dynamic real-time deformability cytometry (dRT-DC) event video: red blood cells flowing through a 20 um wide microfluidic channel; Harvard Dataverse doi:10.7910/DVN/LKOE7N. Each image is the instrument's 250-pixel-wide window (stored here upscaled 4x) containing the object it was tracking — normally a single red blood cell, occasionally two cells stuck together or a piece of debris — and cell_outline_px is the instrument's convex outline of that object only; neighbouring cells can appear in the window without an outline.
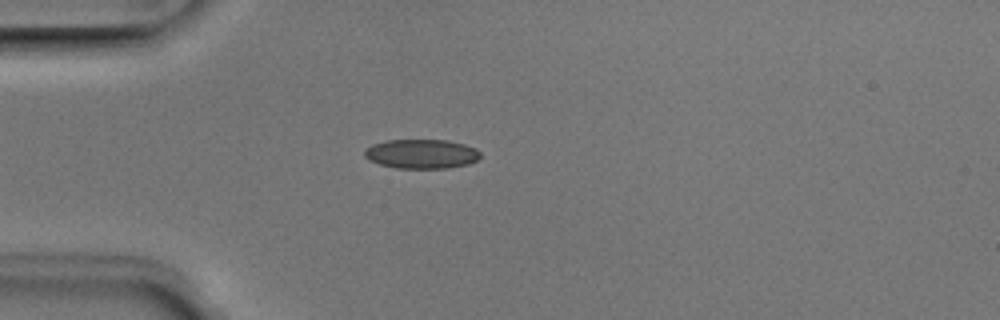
{"species": "Egyptian fruit bat (a non-hibernating species)", "species_latin": "Rousettus aegyptiacus", "temperature_condition": "room temperature", "stored_images_in_passage": 4, "camera_frame_rate_fps": 3000, "um_per_image_px": 0.085, "animal": {"sex": "male"}, "frame": {"image": 1, "passage_image": 3, "time_ms": 0.667, "image_size_px": [1000, 320], "cell_outline_px": [[480, 156], [476, 160], [468, 164], [448, 168], [396, 168], [380, 164], [368, 160], [364, 156], [364, 148], [372, 144], [388, 140], [448, 140], [464, 144], [476, 148], [480, 152]], "centroid_in_image_um": [35.8, 13.08], "position_along_channel_um": 49.2, "area_um2": 19.88}}